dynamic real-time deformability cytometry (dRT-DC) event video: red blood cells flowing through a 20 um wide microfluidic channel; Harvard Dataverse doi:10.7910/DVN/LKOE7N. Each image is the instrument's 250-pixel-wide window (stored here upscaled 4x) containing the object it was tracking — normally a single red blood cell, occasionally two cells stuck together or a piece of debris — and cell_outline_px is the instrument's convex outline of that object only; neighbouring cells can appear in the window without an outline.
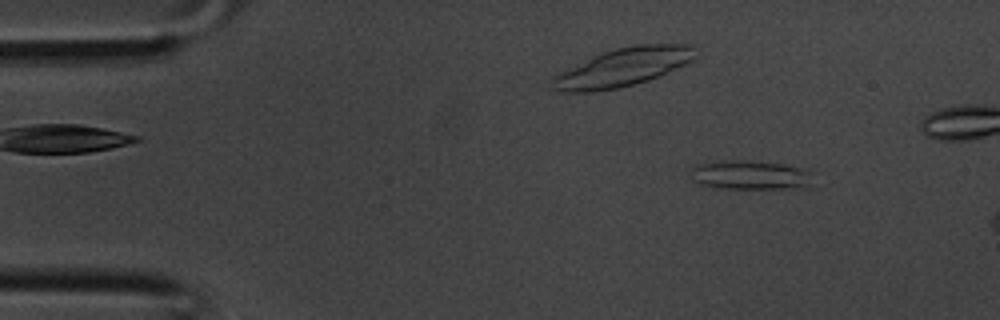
{"species": "common noctule bat (a hibernating species)", "species_latin": "Nyctalus noctula", "temperature_condition": "room temperature", "stored_images_in_passage": 8, "camera_frame_rate_fps": 3000, "um_per_image_px": 0.085, "animal": {"sex": "male", "body_mass_g": 20.1, "forearm_length_mm": 53.5}, "frame": {"image": 1, "passage_image": 2, "time_ms": 0.333, "image_size_px": [1000, 320], "cell_outline_px": [[808, 188], [724, 188], [700, 184], [692, 180], [692, 168], [700, 164], [724, 160], [740, 160], [784, 164], [808, 168]], "centroid_in_image_um": [63.77, 14.87], "position_along_channel_um": 21.2, "area_um2": 20.4}}